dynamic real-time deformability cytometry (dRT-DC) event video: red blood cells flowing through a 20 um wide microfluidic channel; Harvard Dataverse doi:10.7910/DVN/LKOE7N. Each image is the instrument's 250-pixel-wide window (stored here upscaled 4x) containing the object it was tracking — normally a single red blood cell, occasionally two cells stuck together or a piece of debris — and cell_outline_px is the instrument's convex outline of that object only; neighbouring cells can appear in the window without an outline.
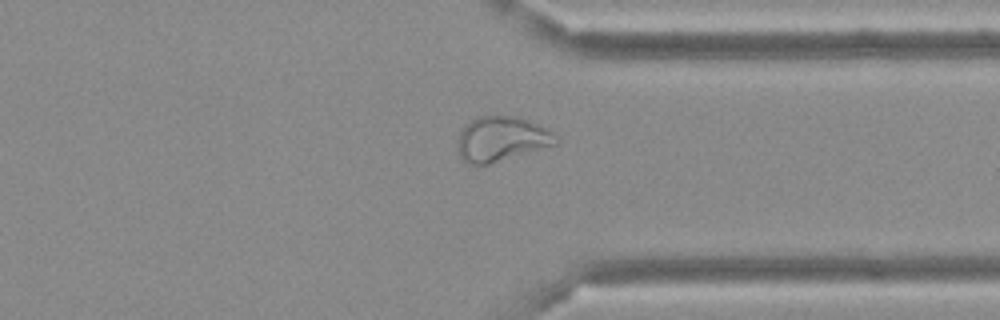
{"species": "Egyptian fruit bat (a non-hibernating species)", "species_latin": "Rousettus aegyptiacus", "temperature_condition": "cold", "stored_images_in_passage": 39, "camera_frame_rate_fps": 3000, "um_per_image_px": 0.085, "frame": {"image": 1, "passage_image": 28, "time_ms": 9.0, "image_size_px": [1000, 320], "cell_outline_px": [[560, 140], [556, 144], [488, 164], [468, 164], [460, 156], [456, 144], [460, 132], [472, 120], [480, 116], [520, 116], [552, 132]], "centroid_in_image_um": [42.61, 11.81], "position_along_channel_um": 368.8, "area_um2": 25.26}}